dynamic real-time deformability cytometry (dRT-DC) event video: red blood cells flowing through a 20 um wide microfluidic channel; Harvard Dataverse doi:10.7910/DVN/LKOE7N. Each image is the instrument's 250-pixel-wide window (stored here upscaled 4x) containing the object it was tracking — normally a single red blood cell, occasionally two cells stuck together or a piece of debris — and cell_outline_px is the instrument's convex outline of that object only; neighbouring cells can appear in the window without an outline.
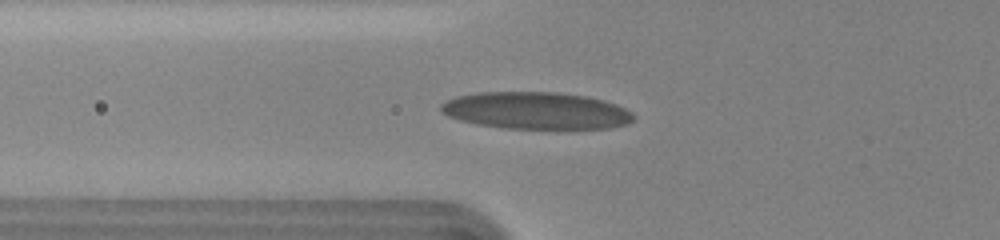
{"species": "human", "species_latin": "Homo sapiens", "temperature_condition": "cold", "stored_images_in_passage": 39, "camera_frame_rate_fps": 3000, "um_per_image_px": 0.085, "donor": {"sex": "female"}, "frame": {"image": 1, "passage_image": 18, "time_ms": 5.333, "image_size_px": [1000, 240], "cell_outline_px": [[632, 120], [628, 124], [608, 128], [504, 128], [476, 124], [460, 120], [448, 116], [440, 108], [440, 104], [456, 96], [476, 92], [556, 92], [588, 96], [616, 104], [632, 112]], "centroid_in_image_um": [45.55, 9.39], "position_along_channel_um": 80.3, "area_um2": 41.44}}